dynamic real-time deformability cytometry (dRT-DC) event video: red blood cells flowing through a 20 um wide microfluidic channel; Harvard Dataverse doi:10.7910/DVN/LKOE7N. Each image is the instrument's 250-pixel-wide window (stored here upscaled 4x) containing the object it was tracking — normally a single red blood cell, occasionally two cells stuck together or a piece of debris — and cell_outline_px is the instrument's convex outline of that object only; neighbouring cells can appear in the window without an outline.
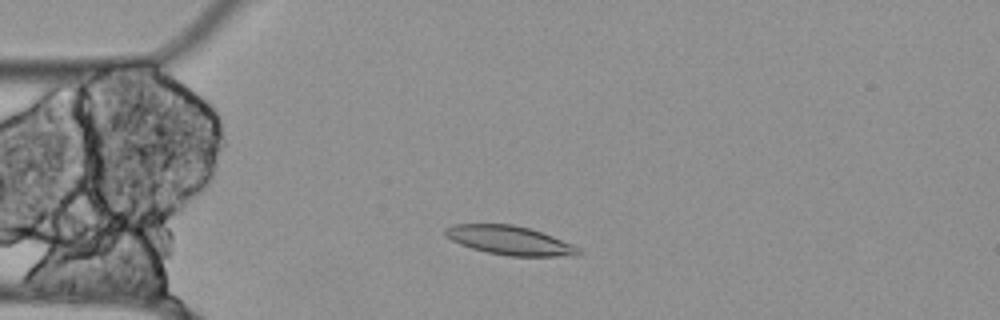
{"species": "Egyptian fruit bat (a non-hibernating species)", "species_latin": "Rousettus aegyptiacus", "temperature_condition": "cold", "stored_images_in_passage": 51, "camera_frame_rate_fps": 3000, "um_per_image_px": 0.085, "animal": {"sex": "female"}, "frame": {"image": 1, "passage_image": 8, "time_ms": 2.333, "image_size_px": [1000, 320], "cell_outline_px": [[580, 252], [576, 256], [508, 256], [488, 252], [472, 248], [460, 244], [452, 240], [444, 232], [444, 228], [452, 224], [512, 224], [528, 228], [552, 236], [572, 244], [580, 248]], "centroid_in_image_um": [43.32, 20.43], "position_along_channel_um": 41.7, "area_um2": 22.25}}
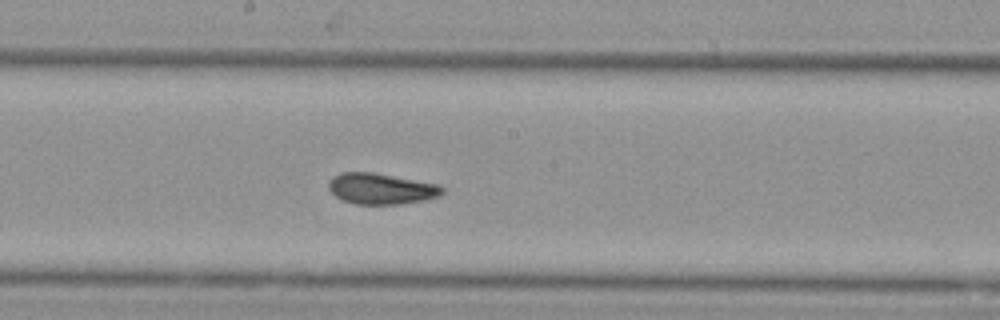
{"frame": {"image": 2, "passage_image": 24, "time_ms": 7.667, "image_size_px": [1000, 320], "cell_outline_px": [[444, 192], [440, 196], [424, 200], [400, 204], [356, 204], [344, 200], [336, 196], [328, 188], [328, 180], [332, 176], [340, 172], [372, 172], [440, 184], [444, 188]], "centroid_in_image_um": [32.41, 16.03], "position_along_channel_um": 215.8, "area_um2": 20.63}}
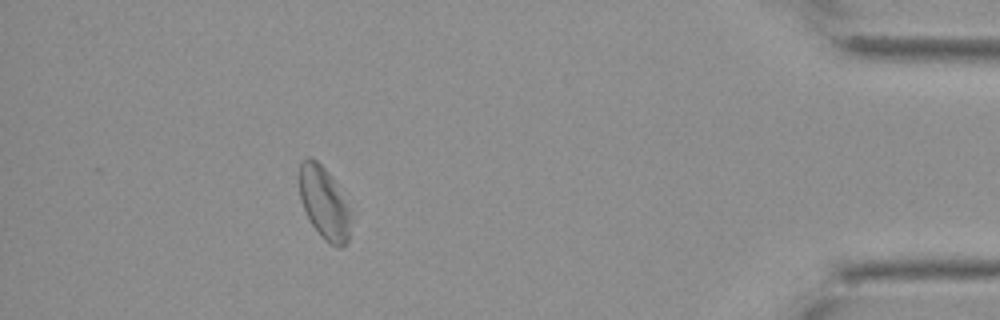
{"frame": {"image": 3, "passage_image": 45, "time_ms": 14.667, "image_size_px": [1000, 320], "cell_outline_px": [[352, 220], [348, 244], [340, 248], [336, 248], [324, 240], [320, 236], [312, 224], [304, 208], [300, 196], [296, 180], [300, 164], [308, 156], [312, 156], [328, 172], [348, 208], [352, 216]], "centroid_in_image_um": [27.53, 17.28], "position_along_channel_um": 407.7, "area_um2": 21.91}, "authors_computed_cell_mechanics": {"area_um2": 21.964, "velocity_mm_per_s": 3.4817, "shape_relaxation_time_tau1_ms": null, "shape_relaxation_time_tau2_ms": 6.3704, "deformation_change_tau1": null, "deformation_change_tau2": 0.0851}}